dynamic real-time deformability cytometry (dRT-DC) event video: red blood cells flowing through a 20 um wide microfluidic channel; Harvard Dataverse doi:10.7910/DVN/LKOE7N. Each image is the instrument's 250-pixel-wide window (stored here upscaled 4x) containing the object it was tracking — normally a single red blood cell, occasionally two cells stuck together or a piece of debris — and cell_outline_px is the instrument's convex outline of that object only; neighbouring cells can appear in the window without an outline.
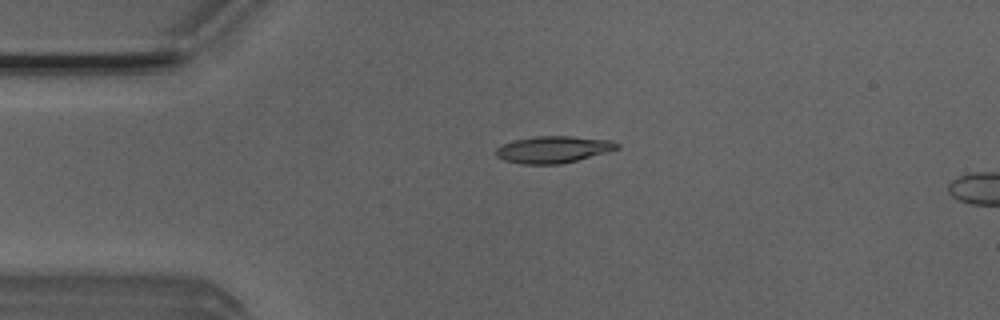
{"species": "Egyptian fruit bat (a non-hibernating species)", "species_latin": "Rousettus aegyptiacus", "temperature_condition": "room temperature", "stored_images_in_passage": 5, "camera_frame_rate_fps": 3000, "um_per_image_px": 0.085, "animal": {"sex": "male"}, "frame": {"image": 1, "passage_image": 4, "time_ms": 1.0, "image_size_px": [1000, 320], "cell_outline_px": [[620, 148], [608, 152], [560, 164], [520, 164], [504, 160], [496, 156], [496, 148], [504, 144], [516, 140], [536, 136], [572, 136], [612, 140], [620, 144]], "centroid_in_image_um": [47.06, 12.7], "position_along_channel_um": 37.9, "area_um2": 18.9}}